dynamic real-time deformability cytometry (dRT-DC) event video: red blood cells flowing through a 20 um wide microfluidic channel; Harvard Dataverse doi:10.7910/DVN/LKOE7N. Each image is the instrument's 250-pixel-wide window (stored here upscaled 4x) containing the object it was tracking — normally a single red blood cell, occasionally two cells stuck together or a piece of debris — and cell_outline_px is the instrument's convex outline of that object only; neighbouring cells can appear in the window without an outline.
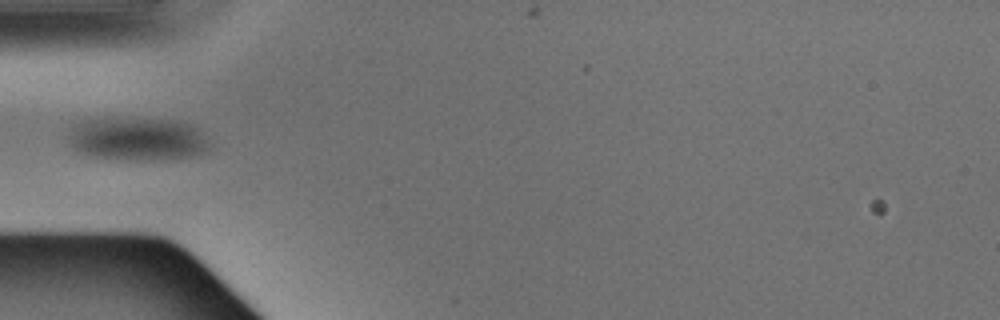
{"species": "Egyptian fruit bat (a non-hibernating species)", "species_latin": "Rousettus aegyptiacus", "temperature_condition": "warm", "stored_images_in_passage": 4, "camera_frame_rate_fps": 3000, "um_per_image_px": 0.085, "animal": {"sex": "male"}, "frame": {"image": 1, "passage_image": 2, "time_ms": 0.333, "image_size_px": [1000, 320], "cell_outline_px": [[212, 148], [204, 152], [192, 156], [172, 160], [136, 160], [96, 156], [80, 152], [72, 144], [72, 128], [76, 124], [88, 120], [180, 120], [192, 124], [204, 132], [212, 144]], "centroid_in_image_um": [11.9, 11.84], "position_along_channel_um": 73.1, "area_um2": 34.85}}